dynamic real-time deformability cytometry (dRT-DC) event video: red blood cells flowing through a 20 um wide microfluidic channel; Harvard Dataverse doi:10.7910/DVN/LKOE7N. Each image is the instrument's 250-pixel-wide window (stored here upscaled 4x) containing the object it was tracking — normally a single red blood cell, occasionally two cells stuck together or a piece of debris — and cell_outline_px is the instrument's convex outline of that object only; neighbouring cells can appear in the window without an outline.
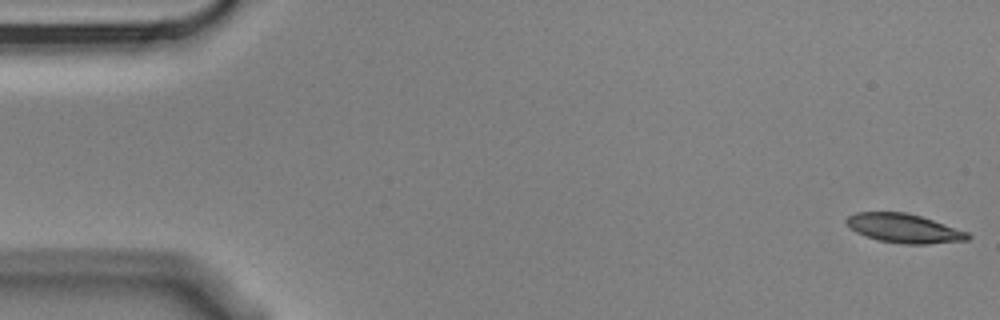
{"species": "Egyptian fruit bat (a non-hibernating species)", "species_latin": "Rousettus aegyptiacus", "temperature_condition": "cold", "stored_images_in_passage": 6, "camera_frame_rate_fps": 3000, "um_per_image_px": 0.085, "animal": {"sex": "male"}, "frame": {"image": 1, "passage_image": 1, "time_ms": 0.0, "image_size_px": [1000, 320], "cell_outline_px": [[972, 236], [968, 240], [928, 244], [904, 244], [880, 240], [864, 236], [856, 232], [844, 220], [848, 216], [856, 212], [904, 212], [920, 216], [968, 232]], "centroid_in_image_um": [76.84, 19.41], "position_along_channel_um": 8.2, "area_um2": 20.35}}
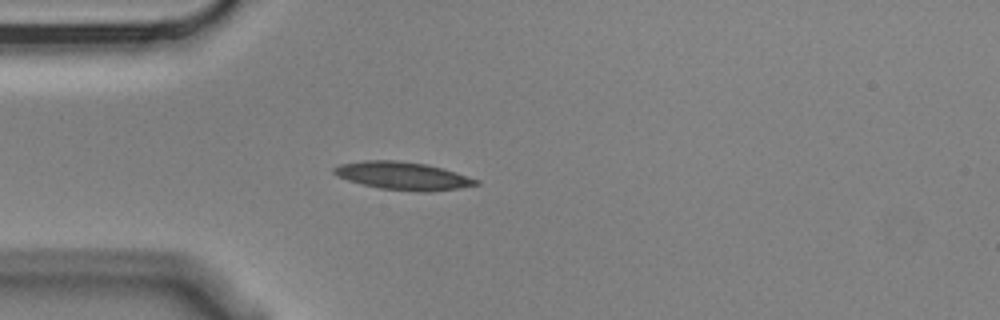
{"frame": {"image": 2, "passage_image": 5, "time_ms": 1.333, "image_size_px": [1000, 320], "cell_outline_px": [[480, 184], [460, 188], [428, 192], [420, 192], [380, 188], [348, 180], [336, 176], [332, 172], [332, 168], [340, 164], [364, 160], [396, 160], [424, 164], [440, 168], [480, 180]], "centroid_in_image_um": [34.22, 14.95], "position_along_channel_um": 50.8, "area_um2": 22.89}}